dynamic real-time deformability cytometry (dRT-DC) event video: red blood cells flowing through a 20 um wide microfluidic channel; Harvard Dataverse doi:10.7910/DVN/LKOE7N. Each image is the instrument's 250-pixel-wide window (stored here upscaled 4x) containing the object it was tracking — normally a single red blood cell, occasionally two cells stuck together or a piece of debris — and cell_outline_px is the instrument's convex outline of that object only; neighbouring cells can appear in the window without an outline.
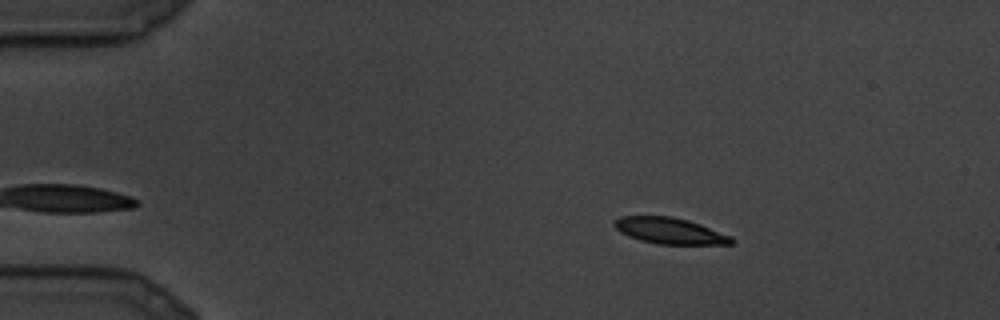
{"species": "common noctule bat (a hibernating species)", "species_latin": "Nyctalus noctula", "temperature_condition": "cold", "stored_images_in_passage": 9, "camera_frame_rate_fps": 3000, "um_per_image_px": 0.085, "animal": {"sex": "male", "body_mass_g": 19.5, "forearm_length_mm": 54.6}, "frame": {"image": 1, "passage_image": 4, "time_ms": 1.0, "image_size_px": [1000, 320], "cell_outline_px": [[736, 240], [732, 244], [656, 244], [640, 240], [628, 236], [620, 232], [612, 224], [612, 220], [620, 216], [672, 216], [688, 220], [700, 224], [732, 236]], "centroid_in_image_um": [56.91, 19.61], "position_along_channel_um": 28.1, "area_um2": 18.03}}